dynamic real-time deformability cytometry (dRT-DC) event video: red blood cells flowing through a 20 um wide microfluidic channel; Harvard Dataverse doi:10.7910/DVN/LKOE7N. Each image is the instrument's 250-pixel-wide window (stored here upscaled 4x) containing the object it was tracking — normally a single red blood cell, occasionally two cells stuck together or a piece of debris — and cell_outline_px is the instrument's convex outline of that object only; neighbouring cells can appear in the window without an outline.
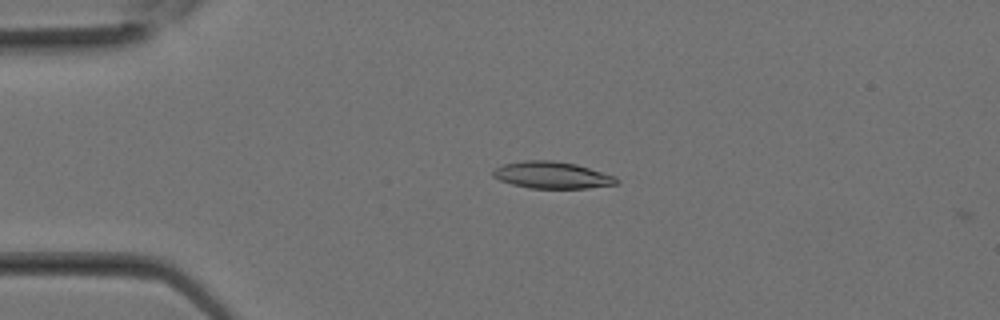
{"species": "Egyptian fruit bat (a non-hibernating species)", "species_latin": "Rousettus aegyptiacus", "temperature_condition": "room temperature", "stored_images_in_passage": 5, "camera_frame_rate_fps": 3000, "um_per_image_px": 0.085, "animal": {"sex": "female"}, "frame": {"image": 1, "passage_image": 4, "time_ms": 1.0, "image_size_px": [1000, 320], "cell_outline_px": [[620, 184], [588, 188], [528, 188], [512, 184], [500, 180], [492, 176], [492, 172], [496, 168], [504, 164], [524, 160], [552, 160], [576, 164], [616, 176], [620, 180]], "centroid_in_image_um": [46.96, 14.88], "position_along_channel_um": 38.0, "area_um2": 19.42}}